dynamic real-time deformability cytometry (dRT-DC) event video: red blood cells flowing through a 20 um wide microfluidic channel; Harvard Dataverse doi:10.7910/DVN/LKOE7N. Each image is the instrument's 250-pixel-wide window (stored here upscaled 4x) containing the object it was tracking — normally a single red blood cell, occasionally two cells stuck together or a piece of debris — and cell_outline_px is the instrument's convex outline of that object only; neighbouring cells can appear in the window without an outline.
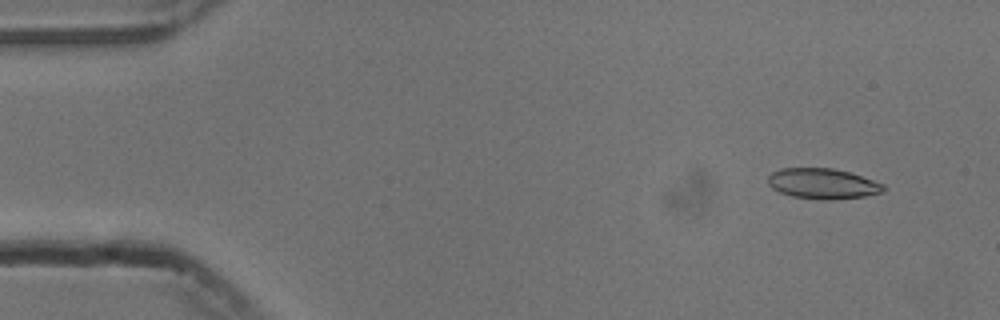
{"species": "common noctule bat (a hibernating species)", "species_latin": "Nyctalus noctula", "temperature_condition": "cold", "stored_images_in_passage": 51, "camera_frame_rate_fps": 3000, "um_per_image_px": 0.085, "animal": {"sex": "male", "body_mass_g": 13.3}, "frame": {"image": 1, "passage_image": 1, "time_ms": 0.0, "image_size_px": [1000, 320], "cell_outline_px": [[884, 192], [864, 196], [828, 200], [792, 196], [780, 192], [772, 188], [768, 184], [768, 176], [772, 172], [780, 168], [832, 168], [848, 172], [884, 184]], "centroid_in_image_um": [69.9, 15.6], "position_along_channel_um": 15.1, "area_um2": 20.29}}
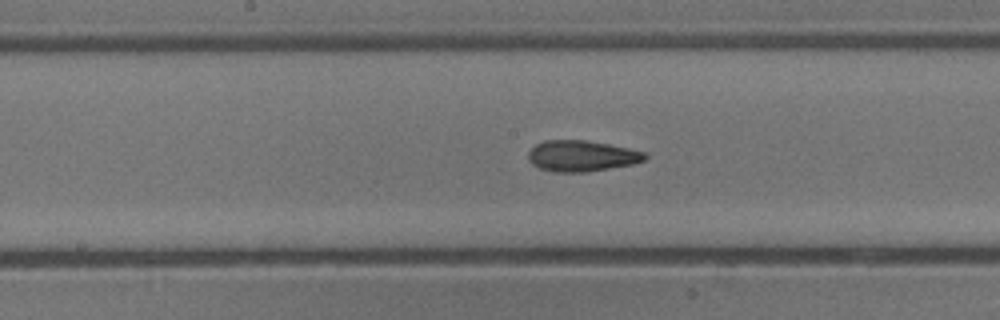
{"frame": {"image": 2, "passage_image": 24, "time_ms": 7.667, "image_size_px": [1000, 320], "cell_outline_px": [[648, 156], [644, 160], [632, 164], [584, 172], [556, 172], [540, 168], [532, 164], [528, 160], [528, 152], [536, 144], [544, 140], [584, 140], [608, 144], [628, 148], [644, 152]], "centroid_in_image_um": [49.41, 13.25], "position_along_channel_um": 198.8, "area_um2": 20.87}}
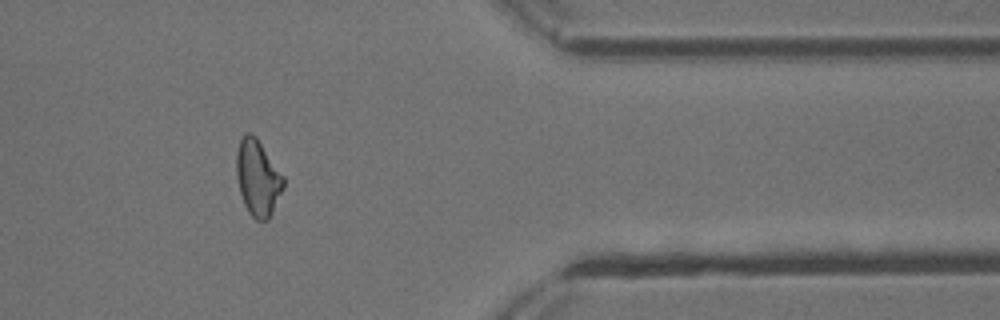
{"frame": {"image": 3, "passage_image": 41, "time_ms": 13.333, "image_size_px": [1000, 320], "cell_outline_px": [[284, 188], [268, 220], [256, 220], [248, 212], [244, 204], [240, 192], [236, 176], [236, 152], [240, 140], [244, 132], [252, 132], [256, 136], [284, 176]], "centroid_in_image_um": [21.9, 15.09], "position_along_channel_um": 389.5, "area_um2": 20.98}, "authors_computed_cell_mechanics": {"area_um2": 20.8658, "velocity_mm_per_s": 3.7707, "shape_relaxation_time_tau1_ms": 10.4953, "shape_relaxation_time_tau2_ms": 2.6318, "deformation_change_tau1": 0.2101, "deformation_change_tau2": 0.1073}}